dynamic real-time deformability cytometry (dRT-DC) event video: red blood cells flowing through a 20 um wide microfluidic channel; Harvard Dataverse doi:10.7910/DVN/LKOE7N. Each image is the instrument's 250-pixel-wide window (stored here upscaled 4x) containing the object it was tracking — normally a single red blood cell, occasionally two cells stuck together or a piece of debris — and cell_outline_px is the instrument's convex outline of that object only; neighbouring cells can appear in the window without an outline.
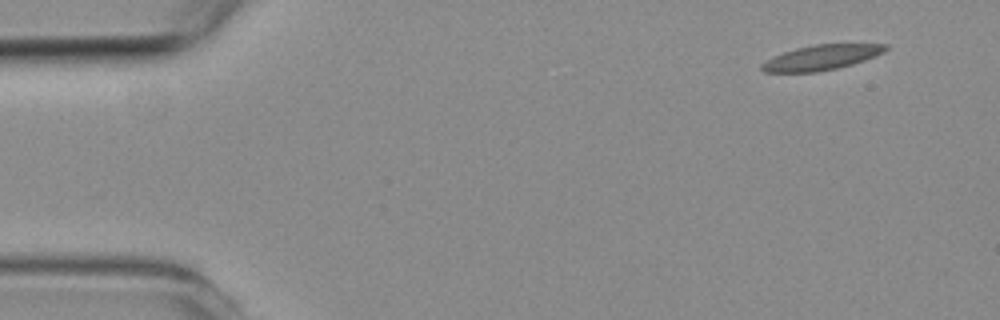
{"species": "common noctule bat (a hibernating species)", "species_latin": "Nyctalus noctula", "temperature_condition": "room temperature", "stored_images_in_passage": 4, "camera_frame_rate_fps": 3000, "um_per_image_px": 0.085, "animal": {"sex": "female", "body_mass_g": 19.3, "forearm_length_mm": 54.1}, "frame": {"image": 1, "passage_image": 1, "time_ms": 0.0, "image_size_px": [1000, 320], "cell_outline_px": [[888, 48], [884, 52], [876, 56], [852, 64], [836, 68], [816, 72], [764, 72], [760, 68], [760, 64], [784, 52], [796, 48], [816, 44], [888, 44]], "centroid_in_image_um": [69.84, 4.88], "position_along_channel_um": 15.2, "area_um2": 17.86}}
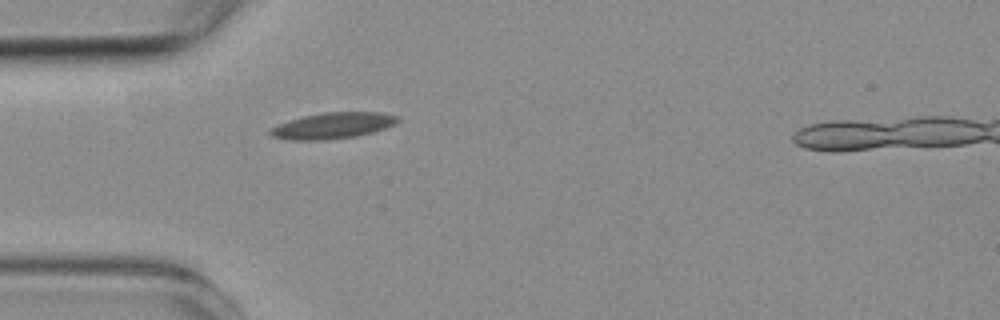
{"frame": {"image": 2, "passage_image": 4, "time_ms": 3.667, "image_size_px": [1000, 320], "cell_outline_px": [[400, 120], [396, 124], [372, 132], [356, 136], [324, 140], [292, 140], [272, 136], [268, 132], [268, 128], [288, 120], [304, 116], [324, 112], [380, 112], [400, 116]], "centroid_in_image_um": [28.28, 10.67], "position_along_channel_um": 56.7, "area_um2": 19.48}}